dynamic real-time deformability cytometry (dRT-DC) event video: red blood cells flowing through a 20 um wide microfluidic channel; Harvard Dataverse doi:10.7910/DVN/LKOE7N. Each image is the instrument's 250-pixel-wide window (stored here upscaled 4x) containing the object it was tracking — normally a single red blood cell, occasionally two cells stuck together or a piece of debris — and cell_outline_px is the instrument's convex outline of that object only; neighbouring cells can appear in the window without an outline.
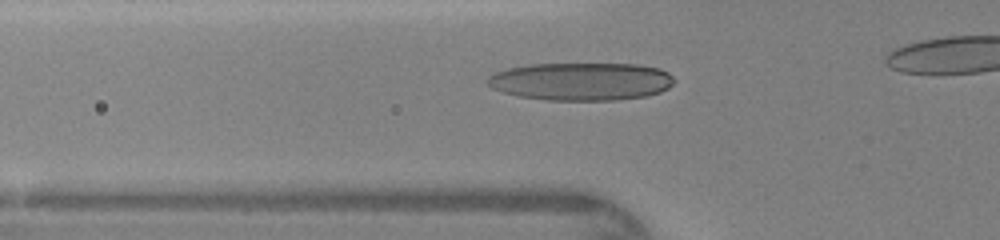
{"species": "human", "species_latin": "Homo sapiens", "temperature_condition": "warm", "stored_images_in_passage": 28, "camera_frame_rate_fps": 3000, "um_per_image_px": 0.085, "donor": {"sex": "female"}, "frame": {"image": 1, "passage_image": 6, "time_ms": 1.667, "image_size_px": [1000, 240], "cell_outline_px": [[676, 80], [668, 88], [660, 92], [644, 96], [616, 100], [548, 100], [520, 96], [504, 92], [492, 88], [488, 84], [488, 76], [496, 72], [508, 68], [528, 64], [640, 64], [660, 68], [668, 72]], "centroid_in_image_um": [49.43, 6.91], "position_along_channel_um": 76.4, "area_um2": 41.21}}
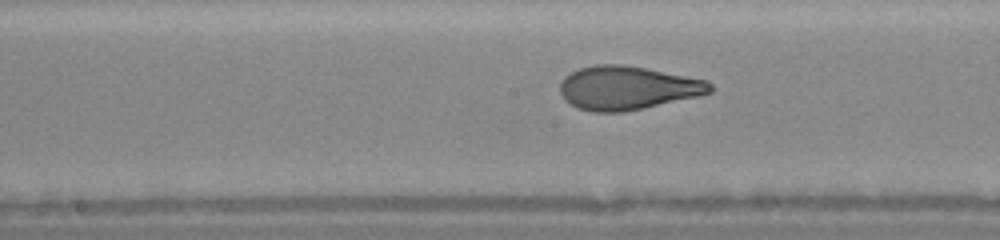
{"frame": {"image": 2, "passage_image": 14, "time_ms": 4.333, "image_size_px": [1000, 240], "cell_outline_px": [[716, 88], [712, 92], [700, 96], [644, 108], [624, 112], [592, 112], [576, 108], [564, 100], [560, 92], [560, 84], [564, 76], [580, 68], [596, 64], [620, 64], [644, 68], [708, 80]], "centroid_in_image_um": [53.35, 7.48], "position_along_channel_um": 194.9, "area_um2": 38.44}}
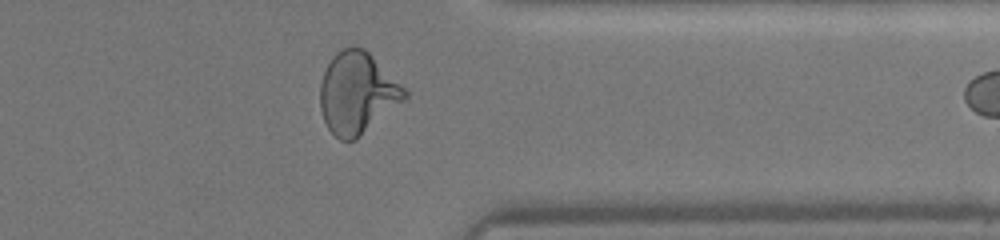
{"frame": {"image": 3, "passage_image": 27, "time_ms": 8.667, "image_size_px": [1000, 240], "cell_outline_px": [[408, 96], [404, 100], [356, 140], [340, 140], [328, 128], [324, 120], [320, 108], [320, 84], [324, 72], [332, 56], [340, 48], [352, 44], [364, 48], [408, 92]], "centroid_in_image_um": [30.34, 7.89], "position_along_channel_um": 381.1, "area_um2": 39.94}}